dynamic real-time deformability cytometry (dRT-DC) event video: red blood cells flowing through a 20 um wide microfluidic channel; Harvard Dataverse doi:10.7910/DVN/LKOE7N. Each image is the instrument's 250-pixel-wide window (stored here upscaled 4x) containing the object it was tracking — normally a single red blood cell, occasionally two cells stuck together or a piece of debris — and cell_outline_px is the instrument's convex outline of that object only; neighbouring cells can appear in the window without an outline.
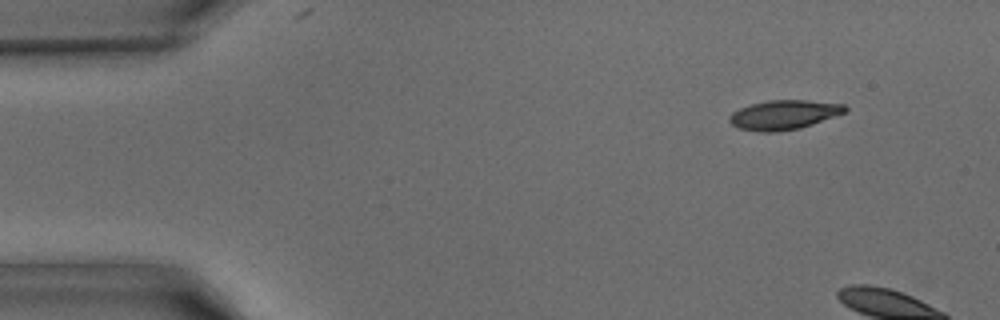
{"species": "common noctule bat (a hibernating species)", "species_latin": "Nyctalus noctula", "temperature_condition": "warm", "stored_images_in_passage": 4, "camera_frame_rate_fps": 3000, "um_per_image_px": 0.085, "animal": {"sex": "male", "body_mass_g": 15.6}, "frame": {"image": 1, "passage_image": 1, "time_ms": 0.0, "image_size_px": [1000, 320], "cell_outline_px": [[848, 108], [844, 112], [812, 124], [800, 128], [776, 132], [760, 132], [736, 128], [728, 120], [728, 116], [732, 112], [740, 108], [752, 104], [768, 100], [808, 100], [844, 104]], "centroid_in_image_um": [66.58, 9.76], "position_along_channel_um": 18.4, "area_um2": 19.77}}